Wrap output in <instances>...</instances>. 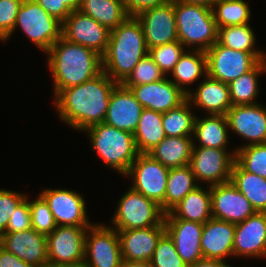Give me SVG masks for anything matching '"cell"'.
<instances>
[{
	"label": "cell",
	"mask_w": 266,
	"mask_h": 267,
	"mask_svg": "<svg viewBox=\"0 0 266 267\" xmlns=\"http://www.w3.org/2000/svg\"><path fill=\"white\" fill-rule=\"evenodd\" d=\"M118 84L102 71L83 84L61 90L54 97L58 118L81 132L104 122L110 95Z\"/></svg>",
	"instance_id": "1"
},
{
	"label": "cell",
	"mask_w": 266,
	"mask_h": 267,
	"mask_svg": "<svg viewBox=\"0 0 266 267\" xmlns=\"http://www.w3.org/2000/svg\"><path fill=\"white\" fill-rule=\"evenodd\" d=\"M45 54L53 76L54 97L61 90L83 84L103 71L102 56L63 36Z\"/></svg>",
	"instance_id": "2"
},
{
	"label": "cell",
	"mask_w": 266,
	"mask_h": 267,
	"mask_svg": "<svg viewBox=\"0 0 266 267\" xmlns=\"http://www.w3.org/2000/svg\"><path fill=\"white\" fill-rule=\"evenodd\" d=\"M147 53L142 26L135 16H129L111 30L102 69L115 82L122 83Z\"/></svg>",
	"instance_id": "3"
},
{
	"label": "cell",
	"mask_w": 266,
	"mask_h": 267,
	"mask_svg": "<svg viewBox=\"0 0 266 267\" xmlns=\"http://www.w3.org/2000/svg\"><path fill=\"white\" fill-rule=\"evenodd\" d=\"M87 133L93 151L107 167L125 176L140 154L133 133L122 131L104 122L92 125Z\"/></svg>",
	"instance_id": "4"
},
{
	"label": "cell",
	"mask_w": 266,
	"mask_h": 267,
	"mask_svg": "<svg viewBox=\"0 0 266 267\" xmlns=\"http://www.w3.org/2000/svg\"><path fill=\"white\" fill-rule=\"evenodd\" d=\"M178 40L190 50L207 51L217 42L218 28L211 8L174 2Z\"/></svg>",
	"instance_id": "5"
},
{
	"label": "cell",
	"mask_w": 266,
	"mask_h": 267,
	"mask_svg": "<svg viewBox=\"0 0 266 267\" xmlns=\"http://www.w3.org/2000/svg\"><path fill=\"white\" fill-rule=\"evenodd\" d=\"M118 201L110 227L117 231L147 228L165 224V212L155 201L130 186Z\"/></svg>",
	"instance_id": "6"
},
{
	"label": "cell",
	"mask_w": 266,
	"mask_h": 267,
	"mask_svg": "<svg viewBox=\"0 0 266 267\" xmlns=\"http://www.w3.org/2000/svg\"><path fill=\"white\" fill-rule=\"evenodd\" d=\"M18 27L44 53L62 36V23L49 15L34 0L23 1L12 34Z\"/></svg>",
	"instance_id": "7"
},
{
	"label": "cell",
	"mask_w": 266,
	"mask_h": 267,
	"mask_svg": "<svg viewBox=\"0 0 266 267\" xmlns=\"http://www.w3.org/2000/svg\"><path fill=\"white\" fill-rule=\"evenodd\" d=\"M208 76L225 84L250 71L259 61L266 60V52L237 51L216 42L207 51Z\"/></svg>",
	"instance_id": "8"
},
{
	"label": "cell",
	"mask_w": 266,
	"mask_h": 267,
	"mask_svg": "<svg viewBox=\"0 0 266 267\" xmlns=\"http://www.w3.org/2000/svg\"><path fill=\"white\" fill-rule=\"evenodd\" d=\"M89 227L57 226L46 235L48 265L82 267L85 257V237Z\"/></svg>",
	"instance_id": "9"
},
{
	"label": "cell",
	"mask_w": 266,
	"mask_h": 267,
	"mask_svg": "<svg viewBox=\"0 0 266 267\" xmlns=\"http://www.w3.org/2000/svg\"><path fill=\"white\" fill-rule=\"evenodd\" d=\"M169 168L147 153H140L124 176L132 181L130 187L158 203L164 211Z\"/></svg>",
	"instance_id": "10"
},
{
	"label": "cell",
	"mask_w": 266,
	"mask_h": 267,
	"mask_svg": "<svg viewBox=\"0 0 266 267\" xmlns=\"http://www.w3.org/2000/svg\"><path fill=\"white\" fill-rule=\"evenodd\" d=\"M193 146L189 166L198 183L207 186L230 181L232 167L236 161V150Z\"/></svg>",
	"instance_id": "11"
},
{
	"label": "cell",
	"mask_w": 266,
	"mask_h": 267,
	"mask_svg": "<svg viewBox=\"0 0 266 267\" xmlns=\"http://www.w3.org/2000/svg\"><path fill=\"white\" fill-rule=\"evenodd\" d=\"M122 260L117 230L109 224L91 225L86 231L82 267H120Z\"/></svg>",
	"instance_id": "12"
},
{
	"label": "cell",
	"mask_w": 266,
	"mask_h": 267,
	"mask_svg": "<svg viewBox=\"0 0 266 267\" xmlns=\"http://www.w3.org/2000/svg\"><path fill=\"white\" fill-rule=\"evenodd\" d=\"M135 17L142 26L147 49L178 41L173 1L144 9Z\"/></svg>",
	"instance_id": "13"
},
{
	"label": "cell",
	"mask_w": 266,
	"mask_h": 267,
	"mask_svg": "<svg viewBox=\"0 0 266 267\" xmlns=\"http://www.w3.org/2000/svg\"><path fill=\"white\" fill-rule=\"evenodd\" d=\"M47 202L57 226L90 227L82 194L70 189H44L39 193Z\"/></svg>",
	"instance_id": "14"
},
{
	"label": "cell",
	"mask_w": 266,
	"mask_h": 267,
	"mask_svg": "<svg viewBox=\"0 0 266 267\" xmlns=\"http://www.w3.org/2000/svg\"><path fill=\"white\" fill-rule=\"evenodd\" d=\"M226 117L230 132L248 141L234 148L236 151L244 146L266 143V105L232 106Z\"/></svg>",
	"instance_id": "15"
},
{
	"label": "cell",
	"mask_w": 266,
	"mask_h": 267,
	"mask_svg": "<svg viewBox=\"0 0 266 267\" xmlns=\"http://www.w3.org/2000/svg\"><path fill=\"white\" fill-rule=\"evenodd\" d=\"M110 33L108 28L79 10L72 11L62 23V36L65 39L85 46L100 56L107 50Z\"/></svg>",
	"instance_id": "16"
},
{
	"label": "cell",
	"mask_w": 266,
	"mask_h": 267,
	"mask_svg": "<svg viewBox=\"0 0 266 267\" xmlns=\"http://www.w3.org/2000/svg\"><path fill=\"white\" fill-rule=\"evenodd\" d=\"M210 193L213 218L237 224L256 213L231 180L210 186Z\"/></svg>",
	"instance_id": "17"
},
{
	"label": "cell",
	"mask_w": 266,
	"mask_h": 267,
	"mask_svg": "<svg viewBox=\"0 0 266 267\" xmlns=\"http://www.w3.org/2000/svg\"><path fill=\"white\" fill-rule=\"evenodd\" d=\"M233 258H266V212H256L235 224Z\"/></svg>",
	"instance_id": "18"
},
{
	"label": "cell",
	"mask_w": 266,
	"mask_h": 267,
	"mask_svg": "<svg viewBox=\"0 0 266 267\" xmlns=\"http://www.w3.org/2000/svg\"><path fill=\"white\" fill-rule=\"evenodd\" d=\"M144 109L165 113L178 107L187 97L169 77L129 88Z\"/></svg>",
	"instance_id": "19"
},
{
	"label": "cell",
	"mask_w": 266,
	"mask_h": 267,
	"mask_svg": "<svg viewBox=\"0 0 266 267\" xmlns=\"http://www.w3.org/2000/svg\"><path fill=\"white\" fill-rule=\"evenodd\" d=\"M0 245L24 262L36 267L48 265L46 235L33 228L14 233H3Z\"/></svg>",
	"instance_id": "20"
},
{
	"label": "cell",
	"mask_w": 266,
	"mask_h": 267,
	"mask_svg": "<svg viewBox=\"0 0 266 267\" xmlns=\"http://www.w3.org/2000/svg\"><path fill=\"white\" fill-rule=\"evenodd\" d=\"M143 109L131 90L119 83L110 95L104 123L134 133Z\"/></svg>",
	"instance_id": "21"
},
{
	"label": "cell",
	"mask_w": 266,
	"mask_h": 267,
	"mask_svg": "<svg viewBox=\"0 0 266 267\" xmlns=\"http://www.w3.org/2000/svg\"><path fill=\"white\" fill-rule=\"evenodd\" d=\"M123 260L150 261L157 243L166 232L165 224L117 231Z\"/></svg>",
	"instance_id": "22"
},
{
	"label": "cell",
	"mask_w": 266,
	"mask_h": 267,
	"mask_svg": "<svg viewBox=\"0 0 266 267\" xmlns=\"http://www.w3.org/2000/svg\"><path fill=\"white\" fill-rule=\"evenodd\" d=\"M204 224L183 219H165V228L173 239L176 251L185 264L203 259L201 235Z\"/></svg>",
	"instance_id": "23"
},
{
	"label": "cell",
	"mask_w": 266,
	"mask_h": 267,
	"mask_svg": "<svg viewBox=\"0 0 266 267\" xmlns=\"http://www.w3.org/2000/svg\"><path fill=\"white\" fill-rule=\"evenodd\" d=\"M235 224L211 217L201 235V250L206 259L227 261L233 257Z\"/></svg>",
	"instance_id": "24"
},
{
	"label": "cell",
	"mask_w": 266,
	"mask_h": 267,
	"mask_svg": "<svg viewBox=\"0 0 266 267\" xmlns=\"http://www.w3.org/2000/svg\"><path fill=\"white\" fill-rule=\"evenodd\" d=\"M186 97L193 109L201 108L208 114L226 115L233 106L230 100L229 85L212 79L208 75ZM194 106L196 107L194 108Z\"/></svg>",
	"instance_id": "25"
},
{
	"label": "cell",
	"mask_w": 266,
	"mask_h": 267,
	"mask_svg": "<svg viewBox=\"0 0 266 267\" xmlns=\"http://www.w3.org/2000/svg\"><path fill=\"white\" fill-rule=\"evenodd\" d=\"M206 115L204 118L196 116L192 136L193 146L228 149L230 147V138L228 135L229 127L226 115Z\"/></svg>",
	"instance_id": "26"
},
{
	"label": "cell",
	"mask_w": 266,
	"mask_h": 267,
	"mask_svg": "<svg viewBox=\"0 0 266 267\" xmlns=\"http://www.w3.org/2000/svg\"><path fill=\"white\" fill-rule=\"evenodd\" d=\"M212 217L210 186H197L169 213L165 219H183L205 224Z\"/></svg>",
	"instance_id": "27"
},
{
	"label": "cell",
	"mask_w": 266,
	"mask_h": 267,
	"mask_svg": "<svg viewBox=\"0 0 266 267\" xmlns=\"http://www.w3.org/2000/svg\"><path fill=\"white\" fill-rule=\"evenodd\" d=\"M184 51L179 61L175 64L171 74L168 77L174 82L186 95L191 91L190 84L199 81L200 77L208 75L207 55L205 51L190 50ZM188 86V88H187Z\"/></svg>",
	"instance_id": "28"
},
{
	"label": "cell",
	"mask_w": 266,
	"mask_h": 267,
	"mask_svg": "<svg viewBox=\"0 0 266 267\" xmlns=\"http://www.w3.org/2000/svg\"><path fill=\"white\" fill-rule=\"evenodd\" d=\"M192 148V136L165 137L147 154L169 169L180 168L190 164Z\"/></svg>",
	"instance_id": "29"
},
{
	"label": "cell",
	"mask_w": 266,
	"mask_h": 267,
	"mask_svg": "<svg viewBox=\"0 0 266 267\" xmlns=\"http://www.w3.org/2000/svg\"><path fill=\"white\" fill-rule=\"evenodd\" d=\"M231 182L251 203L256 212H266V179L245 171L236 161Z\"/></svg>",
	"instance_id": "30"
},
{
	"label": "cell",
	"mask_w": 266,
	"mask_h": 267,
	"mask_svg": "<svg viewBox=\"0 0 266 267\" xmlns=\"http://www.w3.org/2000/svg\"><path fill=\"white\" fill-rule=\"evenodd\" d=\"M78 10L110 31L129 17L123 0H81Z\"/></svg>",
	"instance_id": "31"
},
{
	"label": "cell",
	"mask_w": 266,
	"mask_h": 267,
	"mask_svg": "<svg viewBox=\"0 0 266 267\" xmlns=\"http://www.w3.org/2000/svg\"><path fill=\"white\" fill-rule=\"evenodd\" d=\"M266 75V60L259 61L250 71L229 83L230 100L233 106L257 104L260 92L259 77Z\"/></svg>",
	"instance_id": "32"
},
{
	"label": "cell",
	"mask_w": 266,
	"mask_h": 267,
	"mask_svg": "<svg viewBox=\"0 0 266 267\" xmlns=\"http://www.w3.org/2000/svg\"><path fill=\"white\" fill-rule=\"evenodd\" d=\"M162 118L163 113L142 110L137 129L133 133L139 153H148L166 137Z\"/></svg>",
	"instance_id": "33"
},
{
	"label": "cell",
	"mask_w": 266,
	"mask_h": 267,
	"mask_svg": "<svg viewBox=\"0 0 266 267\" xmlns=\"http://www.w3.org/2000/svg\"><path fill=\"white\" fill-rule=\"evenodd\" d=\"M199 185L189 165L169 169L164 200V212L169 213L189 192Z\"/></svg>",
	"instance_id": "34"
},
{
	"label": "cell",
	"mask_w": 266,
	"mask_h": 267,
	"mask_svg": "<svg viewBox=\"0 0 266 267\" xmlns=\"http://www.w3.org/2000/svg\"><path fill=\"white\" fill-rule=\"evenodd\" d=\"M186 99L178 107L163 113L162 126L166 137L193 136L196 116Z\"/></svg>",
	"instance_id": "35"
},
{
	"label": "cell",
	"mask_w": 266,
	"mask_h": 267,
	"mask_svg": "<svg viewBox=\"0 0 266 267\" xmlns=\"http://www.w3.org/2000/svg\"><path fill=\"white\" fill-rule=\"evenodd\" d=\"M212 12L217 28L249 24L252 15L246 0H217Z\"/></svg>",
	"instance_id": "36"
},
{
	"label": "cell",
	"mask_w": 266,
	"mask_h": 267,
	"mask_svg": "<svg viewBox=\"0 0 266 267\" xmlns=\"http://www.w3.org/2000/svg\"><path fill=\"white\" fill-rule=\"evenodd\" d=\"M251 24L218 28L217 42L227 48L244 52H264L256 45V35Z\"/></svg>",
	"instance_id": "37"
},
{
	"label": "cell",
	"mask_w": 266,
	"mask_h": 267,
	"mask_svg": "<svg viewBox=\"0 0 266 267\" xmlns=\"http://www.w3.org/2000/svg\"><path fill=\"white\" fill-rule=\"evenodd\" d=\"M236 162L245 171L266 179V143L248 145L238 149Z\"/></svg>",
	"instance_id": "38"
},
{
	"label": "cell",
	"mask_w": 266,
	"mask_h": 267,
	"mask_svg": "<svg viewBox=\"0 0 266 267\" xmlns=\"http://www.w3.org/2000/svg\"><path fill=\"white\" fill-rule=\"evenodd\" d=\"M164 77L165 74L147 53L121 84L129 89L131 86L152 83Z\"/></svg>",
	"instance_id": "39"
},
{
	"label": "cell",
	"mask_w": 266,
	"mask_h": 267,
	"mask_svg": "<svg viewBox=\"0 0 266 267\" xmlns=\"http://www.w3.org/2000/svg\"><path fill=\"white\" fill-rule=\"evenodd\" d=\"M185 50H187L185 46L178 40L150 48L148 53L160 70L167 76L171 73Z\"/></svg>",
	"instance_id": "40"
},
{
	"label": "cell",
	"mask_w": 266,
	"mask_h": 267,
	"mask_svg": "<svg viewBox=\"0 0 266 267\" xmlns=\"http://www.w3.org/2000/svg\"><path fill=\"white\" fill-rule=\"evenodd\" d=\"M153 267H188L176 251L173 239L165 232L150 260Z\"/></svg>",
	"instance_id": "41"
},
{
	"label": "cell",
	"mask_w": 266,
	"mask_h": 267,
	"mask_svg": "<svg viewBox=\"0 0 266 267\" xmlns=\"http://www.w3.org/2000/svg\"><path fill=\"white\" fill-rule=\"evenodd\" d=\"M28 197L29 195L26 198L29 201L32 228L44 235L50 234L57 225L47 202L40 194L35 200H30Z\"/></svg>",
	"instance_id": "42"
},
{
	"label": "cell",
	"mask_w": 266,
	"mask_h": 267,
	"mask_svg": "<svg viewBox=\"0 0 266 267\" xmlns=\"http://www.w3.org/2000/svg\"><path fill=\"white\" fill-rule=\"evenodd\" d=\"M24 0H0V41L6 42L12 36L18 10Z\"/></svg>",
	"instance_id": "43"
},
{
	"label": "cell",
	"mask_w": 266,
	"mask_h": 267,
	"mask_svg": "<svg viewBox=\"0 0 266 267\" xmlns=\"http://www.w3.org/2000/svg\"><path fill=\"white\" fill-rule=\"evenodd\" d=\"M27 197L25 193L0 189V236L5 232L9 218L16 207Z\"/></svg>",
	"instance_id": "44"
},
{
	"label": "cell",
	"mask_w": 266,
	"mask_h": 267,
	"mask_svg": "<svg viewBox=\"0 0 266 267\" xmlns=\"http://www.w3.org/2000/svg\"><path fill=\"white\" fill-rule=\"evenodd\" d=\"M32 228L29 201L25 198L15 209L9 218L7 228L4 233L20 232Z\"/></svg>",
	"instance_id": "45"
},
{
	"label": "cell",
	"mask_w": 266,
	"mask_h": 267,
	"mask_svg": "<svg viewBox=\"0 0 266 267\" xmlns=\"http://www.w3.org/2000/svg\"><path fill=\"white\" fill-rule=\"evenodd\" d=\"M38 3L49 15L63 23L72 11L59 0H34Z\"/></svg>",
	"instance_id": "46"
},
{
	"label": "cell",
	"mask_w": 266,
	"mask_h": 267,
	"mask_svg": "<svg viewBox=\"0 0 266 267\" xmlns=\"http://www.w3.org/2000/svg\"><path fill=\"white\" fill-rule=\"evenodd\" d=\"M169 0H123L125 10L129 16H135L144 9L155 7Z\"/></svg>",
	"instance_id": "47"
},
{
	"label": "cell",
	"mask_w": 266,
	"mask_h": 267,
	"mask_svg": "<svg viewBox=\"0 0 266 267\" xmlns=\"http://www.w3.org/2000/svg\"><path fill=\"white\" fill-rule=\"evenodd\" d=\"M0 267H36L33 264L24 262L16 255L8 252L0 245Z\"/></svg>",
	"instance_id": "48"
},
{
	"label": "cell",
	"mask_w": 266,
	"mask_h": 267,
	"mask_svg": "<svg viewBox=\"0 0 266 267\" xmlns=\"http://www.w3.org/2000/svg\"><path fill=\"white\" fill-rule=\"evenodd\" d=\"M230 263L217 259H200L194 264L188 265V267H230Z\"/></svg>",
	"instance_id": "49"
},
{
	"label": "cell",
	"mask_w": 266,
	"mask_h": 267,
	"mask_svg": "<svg viewBox=\"0 0 266 267\" xmlns=\"http://www.w3.org/2000/svg\"><path fill=\"white\" fill-rule=\"evenodd\" d=\"M173 2H183L187 4H193V5H199V6H204L207 8H213L214 3L217 0H171Z\"/></svg>",
	"instance_id": "50"
},
{
	"label": "cell",
	"mask_w": 266,
	"mask_h": 267,
	"mask_svg": "<svg viewBox=\"0 0 266 267\" xmlns=\"http://www.w3.org/2000/svg\"><path fill=\"white\" fill-rule=\"evenodd\" d=\"M120 267H153L150 261H129V260H122Z\"/></svg>",
	"instance_id": "51"
},
{
	"label": "cell",
	"mask_w": 266,
	"mask_h": 267,
	"mask_svg": "<svg viewBox=\"0 0 266 267\" xmlns=\"http://www.w3.org/2000/svg\"><path fill=\"white\" fill-rule=\"evenodd\" d=\"M64 3L71 11H76L80 7L81 0H59Z\"/></svg>",
	"instance_id": "52"
}]
</instances>
